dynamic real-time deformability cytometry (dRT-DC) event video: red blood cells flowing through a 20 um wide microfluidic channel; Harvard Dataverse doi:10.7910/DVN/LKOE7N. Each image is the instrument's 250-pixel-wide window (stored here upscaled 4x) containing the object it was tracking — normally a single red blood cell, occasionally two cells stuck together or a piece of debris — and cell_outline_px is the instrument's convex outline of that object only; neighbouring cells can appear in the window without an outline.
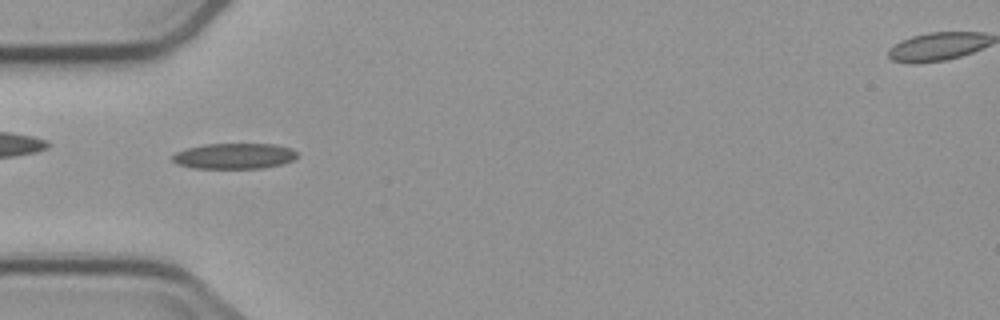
{"species": "common noctule bat (a hibernating species)", "species_latin": "Nyctalus noctula", "temperature_condition": "cold", "stored_images_in_passage": 7, "camera_frame_rate_fps": 3000, "um_per_image_px": 0.085, "animal": {"sex": "male", "body_mass_g": 23.1, "forearm_length_mm": 52.7}, "frame": {"image": 1, "passage_image": 5, "time_ms": 5.333, "image_size_px": [1000, 320], "cell_outline_px": [[296, 156], [292, 160], [284, 164], [260, 168], [192, 168], [176, 164], [172, 160], [172, 156], [176, 152], [188, 148], [204, 144], [272, 144], [292, 148], [296, 152]], "centroid_in_image_um": [19.89, 13.26], "position_along_channel_um": 65.1, "area_um2": 18.61}}
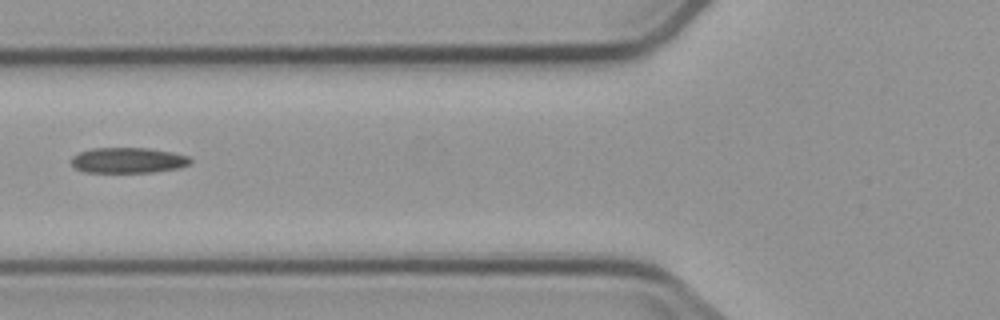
{"frame": {"image": 2, "passage_image": 6, "time_ms": 6.667, "image_size_px": [1000, 320], "cell_outline_px": [[192, 160], [188, 164], [180, 168], [152, 172], [84, 172], [76, 168], [72, 164], [72, 156], [80, 152], [92, 148], [148, 148], [172, 152], [188, 156]], "centroid_in_image_um": [10.89, 13.62], "position_along_channel_um": 114.9, "area_um2": 17.63}}
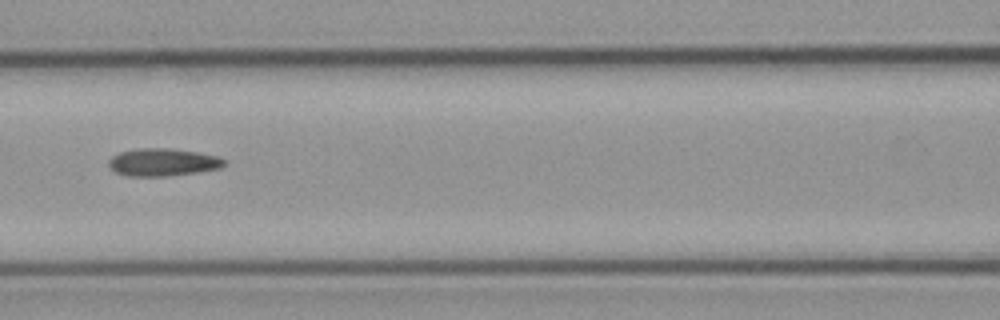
{"frame": {"image": 3, "passage_image": 7, "time_ms": 7.667, "image_size_px": [1000, 320], "cell_outline_px": [[224, 164], [220, 168], [200, 172], [168, 176], [128, 176], [116, 172], [108, 168], [108, 160], [112, 156], [120, 152], [140, 148], [168, 148], [196, 152], [216, 156], [224, 160]], "centroid_in_image_um": [13.79, 13.8], "position_along_channel_um": 152.8, "area_um2": 18.55}}